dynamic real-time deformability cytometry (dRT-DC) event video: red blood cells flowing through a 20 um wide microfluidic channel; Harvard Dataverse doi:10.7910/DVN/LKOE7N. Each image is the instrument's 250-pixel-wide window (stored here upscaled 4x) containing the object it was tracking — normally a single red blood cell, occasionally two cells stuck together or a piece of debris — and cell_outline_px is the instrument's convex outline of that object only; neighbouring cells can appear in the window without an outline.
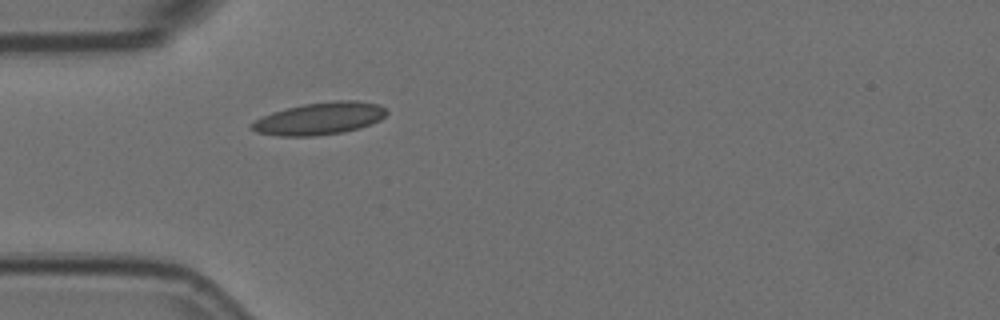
{"species": "Egyptian fruit bat (a non-hibernating species)", "species_latin": "Rousettus aegyptiacus", "temperature_condition": "room temperature", "stored_images_in_passage": 2, "camera_frame_rate_fps": 3000, "um_per_image_px": 0.085, "animal": {"sex": "female"}, "frame": {"image": 1, "passage_image": 2, "time_ms": 0.333, "image_size_px": [1000, 320], "cell_outline_px": [[388, 112], [380, 120], [360, 128], [344, 132], [316, 136], [280, 136], [256, 132], [248, 124], [272, 112], [304, 104], [336, 100], [356, 100], [380, 104]], "centroid_in_image_um": [27.19, 10.08], "position_along_channel_um": 57.8, "area_um2": 25.37}}